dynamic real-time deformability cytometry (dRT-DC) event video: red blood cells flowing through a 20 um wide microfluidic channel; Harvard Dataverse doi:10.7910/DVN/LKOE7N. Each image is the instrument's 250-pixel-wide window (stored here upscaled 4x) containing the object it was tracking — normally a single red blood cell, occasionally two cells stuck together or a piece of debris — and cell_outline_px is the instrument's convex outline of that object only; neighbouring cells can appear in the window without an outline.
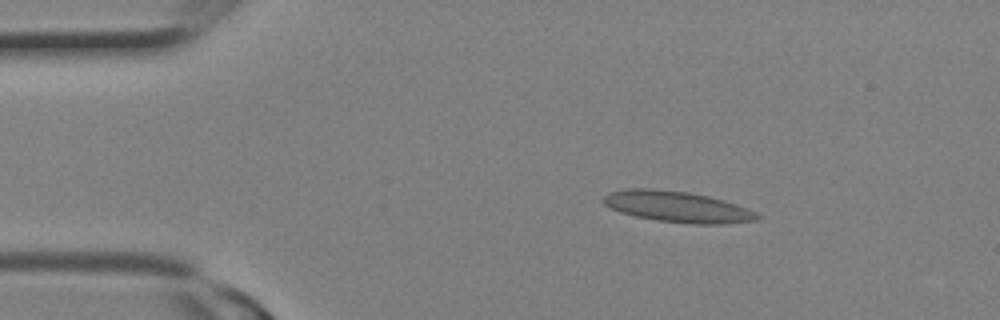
{"species": "Egyptian fruit bat (a non-hibernating species)", "species_latin": "Rousettus aegyptiacus", "temperature_condition": "room temperature", "stored_images_in_passage": 7, "camera_frame_rate_fps": 3000, "um_per_image_px": 0.085, "animal": {"sex": "female"}, "frame": {"image": 1, "passage_image": 4, "time_ms": 1.0, "image_size_px": [1000, 320], "cell_outline_px": [[764, 216], [756, 220], [720, 224], [692, 224], [656, 220], [636, 216], [620, 212], [604, 204], [600, 200], [608, 192], [624, 188], [652, 188], [688, 192], [708, 196], [724, 200], [748, 208]], "centroid_in_image_um": [57.56, 17.56], "position_along_channel_um": 27.4, "area_um2": 27.98}}